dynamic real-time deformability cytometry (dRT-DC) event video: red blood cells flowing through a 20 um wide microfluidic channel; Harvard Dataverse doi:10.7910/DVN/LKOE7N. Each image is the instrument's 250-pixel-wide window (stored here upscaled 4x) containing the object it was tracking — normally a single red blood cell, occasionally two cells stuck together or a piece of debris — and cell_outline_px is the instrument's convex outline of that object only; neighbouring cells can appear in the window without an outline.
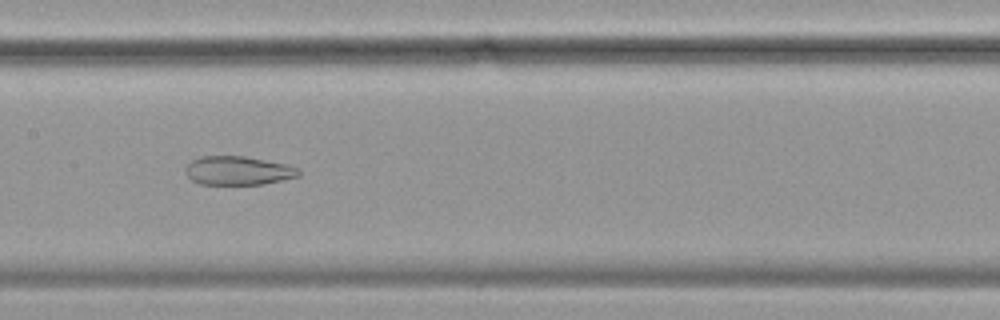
{"species": "common noctule bat (a hibernating species)", "species_latin": "Nyctalus noctula", "temperature_condition": "cold", "stored_images_in_passage": 52, "camera_frame_rate_fps": 3000, "um_per_image_px": 0.085, "animal": {"sex": "female", "body_mass_g": 19.9}, "frame": {"image": 1, "passage_image": 23, "time_ms": 7.333, "image_size_px": [1000, 320], "cell_outline_px": [[300, 176], [264, 184], [200, 184], [192, 180], [184, 172], [184, 168], [192, 160], [200, 156], [244, 156], [288, 164], [300, 168]], "centroid_in_image_um": [20.25, 14.5], "position_along_channel_um": 187.1, "area_um2": 19.13}}
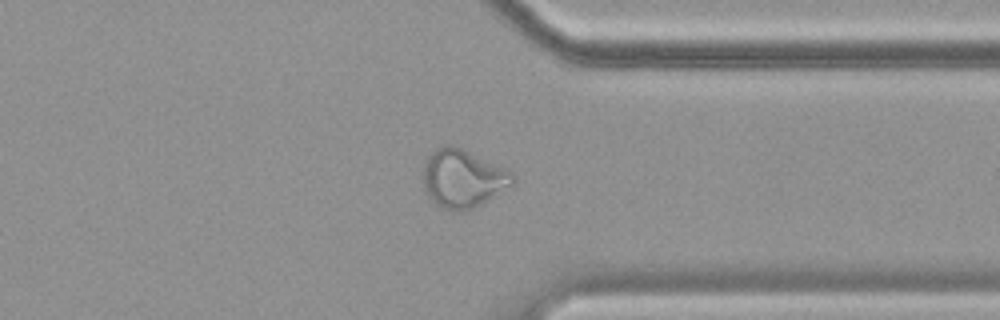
{"frame": {"image": 2, "passage_image": 39, "time_ms": 12.667, "image_size_px": [1000, 320], "cell_outline_px": [[516, 180], [512, 184], [480, 204], [464, 212], [452, 212], [440, 208], [424, 192], [424, 164], [428, 156], [436, 148], [444, 144], [452, 144], [464, 148], [512, 172], [516, 176]], "centroid_in_image_um": [39.31, 15.17], "position_along_channel_um": 372.1, "area_um2": 30.52}}
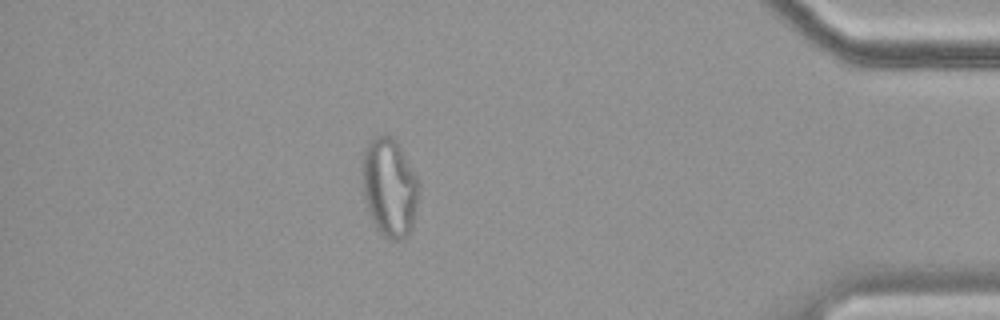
{"frame": {"image": 3, "passage_image": 45, "time_ms": 14.667, "image_size_px": [1000, 320], "cell_outline_px": [[420, 184], [412, 228], [400, 240], [392, 240], [384, 236], [376, 228], [368, 212], [364, 200], [364, 152], [372, 136], [384, 132], [396, 140], [416, 176]], "centroid_in_image_um": [33.11, 15.91], "position_along_channel_um": 402.1, "area_um2": 32.14}, "authors_computed_cell_mechanics": {"area_um2": 29.6514, "velocity_mm_per_s": 3.5182, "shape_relaxation_time_tau1_ms": null, "shape_relaxation_time_tau2_ms": 2.2728, "deformation_change_tau1": null, "deformation_change_tau2": 0.0878}}